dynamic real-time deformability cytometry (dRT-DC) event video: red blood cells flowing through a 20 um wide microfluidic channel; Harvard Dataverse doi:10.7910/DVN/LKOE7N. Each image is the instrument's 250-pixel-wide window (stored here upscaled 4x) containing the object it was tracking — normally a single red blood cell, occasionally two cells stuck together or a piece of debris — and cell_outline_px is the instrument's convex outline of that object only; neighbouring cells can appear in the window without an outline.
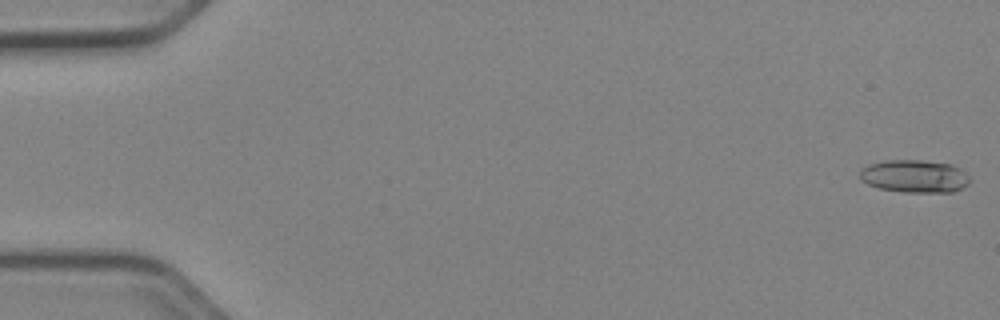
{"species": "Egyptian fruit bat (a non-hibernating species)", "species_latin": "Rousettus aegyptiacus", "temperature_condition": "cold", "stored_images_in_passage": 52, "camera_frame_rate_fps": 3000, "um_per_image_px": 0.085, "animal": {"sex": "female"}, "frame": {"image": 1, "passage_image": 1, "time_ms": 0.0, "image_size_px": [1000, 320], "cell_outline_px": [[972, 180], [968, 184], [952, 192], [904, 192], [880, 188], [868, 184], [860, 180], [860, 172], [868, 164], [884, 160], [920, 160], [952, 164], [960, 168]], "centroid_in_image_um": [77.75, 14.97], "position_along_channel_um": 7.3, "area_um2": 20.98}}
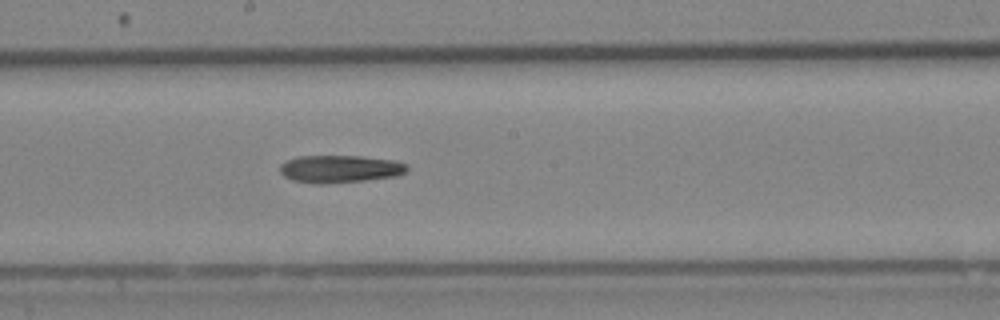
{"frame": {"image": 2, "passage_image": 29, "time_ms": 9.333, "image_size_px": [1000, 320], "cell_outline_px": [[408, 168], [400, 176], [364, 180], [324, 184], [316, 184], [292, 180], [284, 176], [280, 172], [280, 164], [296, 156], [364, 156], [396, 160], [408, 164]], "centroid_in_image_um": [28.92, 14.35], "position_along_channel_um": 219.3, "area_um2": 20.63}}
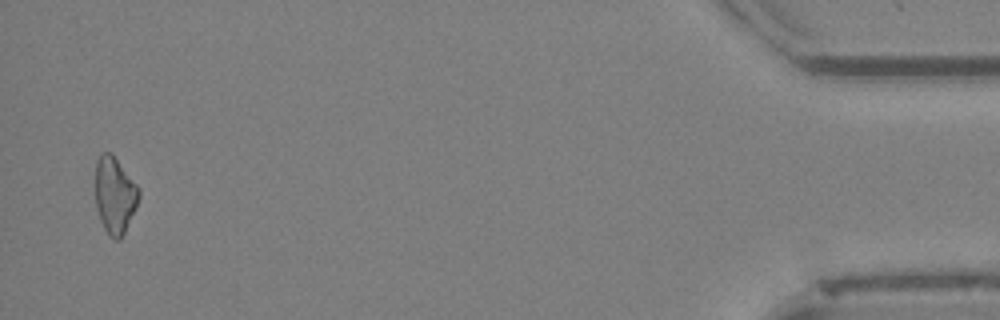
{"frame": {"image": 3, "passage_image": 51, "time_ms": 16.667, "image_size_px": [1000, 320], "cell_outline_px": [[140, 196], [136, 208], [120, 240], [116, 240], [108, 236], [100, 220], [96, 204], [96, 160], [100, 152], [112, 152], [140, 188]], "centroid_in_image_um": [9.76, 16.56], "position_along_channel_um": 425.4, "area_um2": 19.65}}